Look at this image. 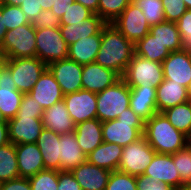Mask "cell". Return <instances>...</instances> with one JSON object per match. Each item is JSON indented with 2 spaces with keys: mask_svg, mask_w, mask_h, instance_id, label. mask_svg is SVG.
I'll return each mask as SVG.
<instances>
[{
  "mask_svg": "<svg viewBox=\"0 0 191 190\" xmlns=\"http://www.w3.org/2000/svg\"><path fill=\"white\" fill-rule=\"evenodd\" d=\"M134 54V44L112 23L101 29V44L96 63L112 69L122 77Z\"/></svg>",
  "mask_w": 191,
  "mask_h": 190,
  "instance_id": "cell-1",
  "label": "cell"
},
{
  "mask_svg": "<svg viewBox=\"0 0 191 190\" xmlns=\"http://www.w3.org/2000/svg\"><path fill=\"white\" fill-rule=\"evenodd\" d=\"M143 136L158 154H174L190 144V139L159 112L145 121Z\"/></svg>",
  "mask_w": 191,
  "mask_h": 190,
  "instance_id": "cell-2",
  "label": "cell"
},
{
  "mask_svg": "<svg viewBox=\"0 0 191 190\" xmlns=\"http://www.w3.org/2000/svg\"><path fill=\"white\" fill-rule=\"evenodd\" d=\"M144 125L145 121L129 107L117 119L102 122L103 142L125 147L143 136Z\"/></svg>",
  "mask_w": 191,
  "mask_h": 190,
  "instance_id": "cell-3",
  "label": "cell"
},
{
  "mask_svg": "<svg viewBox=\"0 0 191 190\" xmlns=\"http://www.w3.org/2000/svg\"><path fill=\"white\" fill-rule=\"evenodd\" d=\"M130 87L121 78L114 85L97 93V118L101 122L117 119L130 107Z\"/></svg>",
  "mask_w": 191,
  "mask_h": 190,
  "instance_id": "cell-4",
  "label": "cell"
},
{
  "mask_svg": "<svg viewBox=\"0 0 191 190\" xmlns=\"http://www.w3.org/2000/svg\"><path fill=\"white\" fill-rule=\"evenodd\" d=\"M36 29L31 23L7 30L1 51L7 59L36 57Z\"/></svg>",
  "mask_w": 191,
  "mask_h": 190,
  "instance_id": "cell-5",
  "label": "cell"
},
{
  "mask_svg": "<svg viewBox=\"0 0 191 190\" xmlns=\"http://www.w3.org/2000/svg\"><path fill=\"white\" fill-rule=\"evenodd\" d=\"M129 87H155L164 80L162 63L134 54L121 77Z\"/></svg>",
  "mask_w": 191,
  "mask_h": 190,
  "instance_id": "cell-6",
  "label": "cell"
},
{
  "mask_svg": "<svg viewBox=\"0 0 191 190\" xmlns=\"http://www.w3.org/2000/svg\"><path fill=\"white\" fill-rule=\"evenodd\" d=\"M6 67L11 71L17 90L29 93L47 65L37 57L7 59Z\"/></svg>",
  "mask_w": 191,
  "mask_h": 190,
  "instance_id": "cell-7",
  "label": "cell"
},
{
  "mask_svg": "<svg viewBox=\"0 0 191 190\" xmlns=\"http://www.w3.org/2000/svg\"><path fill=\"white\" fill-rule=\"evenodd\" d=\"M155 154L156 151L142 136L139 140L123 147L118 170L133 176L143 175Z\"/></svg>",
  "mask_w": 191,
  "mask_h": 190,
  "instance_id": "cell-8",
  "label": "cell"
},
{
  "mask_svg": "<svg viewBox=\"0 0 191 190\" xmlns=\"http://www.w3.org/2000/svg\"><path fill=\"white\" fill-rule=\"evenodd\" d=\"M36 57L46 65L68 58V45L59 28L36 29Z\"/></svg>",
  "mask_w": 191,
  "mask_h": 190,
  "instance_id": "cell-9",
  "label": "cell"
},
{
  "mask_svg": "<svg viewBox=\"0 0 191 190\" xmlns=\"http://www.w3.org/2000/svg\"><path fill=\"white\" fill-rule=\"evenodd\" d=\"M112 24L134 45L149 33L148 24L143 11L131 2Z\"/></svg>",
  "mask_w": 191,
  "mask_h": 190,
  "instance_id": "cell-10",
  "label": "cell"
},
{
  "mask_svg": "<svg viewBox=\"0 0 191 190\" xmlns=\"http://www.w3.org/2000/svg\"><path fill=\"white\" fill-rule=\"evenodd\" d=\"M74 124L97 118V93L81 89L63 98Z\"/></svg>",
  "mask_w": 191,
  "mask_h": 190,
  "instance_id": "cell-11",
  "label": "cell"
},
{
  "mask_svg": "<svg viewBox=\"0 0 191 190\" xmlns=\"http://www.w3.org/2000/svg\"><path fill=\"white\" fill-rule=\"evenodd\" d=\"M47 68L54 75L64 95L83 89L81 80L83 65L67 58L52 62Z\"/></svg>",
  "mask_w": 191,
  "mask_h": 190,
  "instance_id": "cell-12",
  "label": "cell"
},
{
  "mask_svg": "<svg viewBox=\"0 0 191 190\" xmlns=\"http://www.w3.org/2000/svg\"><path fill=\"white\" fill-rule=\"evenodd\" d=\"M8 122L9 141L12 144L36 143L43 130L42 118L16 115Z\"/></svg>",
  "mask_w": 191,
  "mask_h": 190,
  "instance_id": "cell-13",
  "label": "cell"
},
{
  "mask_svg": "<svg viewBox=\"0 0 191 190\" xmlns=\"http://www.w3.org/2000/svg\"><path fill=\"white\" fill-rule=\"evenodd\" d=\"M164 79L188 88L191 83V53L174 51L162 62Z\"/></svg>",
  "mask_w": 191,
  "mask_h": 190,
  "instance_id": "cell-14",
  "label": "cell"
},
{
  "mask_svg": "<svg viewBox=\"0 0 191 190\" xmlns=\"http://www.w3.org/2000/svg\"><path fill=\"white\" fill-rule=\"evenodd\" d=\"M120 79L121 76L117 72L96 62L83 65L81 80L84 90L99 93Z\"/></svg>",
  "mask_w": 191,
  "mask_h": 190,
  "instance_id": "cell-15",
  "label": "cell"
},
{
  "mask_svg": "<svg viewBox=\"0 0 191 190\" xmlns=\"http://www.w3.org/2000/svg\"><path fill=\"white\" fill-rule=\"evenodd\" d=\"M23 95L17 90L11 71L5 66L0 73V113L6 121L17 115Z\"/></svg>",
  "mask_w": 191,
  "mask_h": 190,
  "instance_id": "cell-16",
  "label": "cell"
},
{
  "mask_svg": "<svg viewBox=\"0 0 191 190\" xmlns=\"http://www.w3.org/2000/svg\"><path fill=\"white\" fill-rule=\"evenodd\" d=\"M144 175L171 185L173 188L184 185L180 179L178 170L174 164L173 154H158L156 153L152 162L146 168Z\"/></svg>",
  "mask_w": 191,
  "mask_h": 190,
  "instance_id": "cell-17",
  "label": "cell"
},
{
  "mask_svg": "<svg viewBox=\"0 0 191 190\" xmlns=\"http://www.w3.org/2000/svg\"><path fill=\"white\" fill-rule=\"evenodd\" d=\"M28 94H30L44 110L64 98L61 87L48 68L43 72Z\"/></svg>",
  "mask_w": 191,
  "mask_h": 190,
  "instance_id": "cell-18",
  "label": "cell"
},
{
  "mask_svg": "<svg viewBox=\"0 0 191 190\" xmlns=\"http://www.w3.org/2000/svg\"><path fill=\"white\" fill-rule=\"evenodd\" d=\"M189 100L188 88L173 83V80L164 79L156 88V106L159 113Z\"/></svg>",
  "mask_w": 191,
  "mask_h": 190,
  "instance_id": "cell-19",
  "label": "cell"
},
{
  "mask_svg": "<svg viewBox=\"0 0 191 190\" xmlns=\"http://www.w3.org/2000/svg\"><path fill=\"white\" fill-rule=\"evenodd\" d=\"M72 174L82 190H105L111 171L98 167L88 161L73 169Z\"/></svg>",
  "mask_w": 191,
  "mask_h": 190,
  "instance_id": "cell-20",
  "label": "cell"
},
{
  "mask_svg": "<svg viewBox=\"0 0 191 190\" xmlns=\"http://www.w3.org/2000/svg\"><path fill=\"white\" fill-rule=\"evenodd\" d=\"M16 157L20 177L30 178L45 170L43 157L36 143L16 145Z\"/></svg>",
  "mask_w": 191,
  "mask_h": 190,
  "instance_id": "cell-21",
  "label": "cell"
},
{
  "mask_svg": "<svg viewBox=\"0 0 191 190\" xmlns=\"http://www.w3.org/2000/svg\"><path fill=\"white\" fill-rule=\"evenodd\" d=\"M43 127L57 134L74 132L75 124L70 117L64 100L58 101L44 110L42 115Z\"/></svg>",
  "mask_w": 191,
  "mask_h": 190,
  "instance_id": "cell-22",
  "label": "cell"
},
{
  "mask_svg": "<svg viewBox=\"0 0 191 190\" xmlns=\"http://www.w3.org/2000/svg\"><path fill=\"white\" fill-rule=\"evenodd\" d=\"M60 171H72L87 161V155L81 150L74 132L60 134Z\"/></svg>",
  "mask_w": 191,
  "mask_h": 190,
  "instance_id": "cell-23",
  "label": "cell"
},
{
  "mask_svg": "<svg viewBox=\"0 0 191 190\" xmlns=\"http://www.w3.org/2000/svg\"><path fill=\"white\" fill-rule=\"evenodd\" d=\"M130 108L144 121L157 113L156 88L130 87Z\"/></svg>",
  "mask_w": 191,
  "mask_h": 190,
  "instance_id": "cell-24",
  "label": "cell"
},
{
  "mask_svg": "<svg viewBox=\"0 0 191 190\" xmlns=\"http://www.w3.org/2000/svg\"><path fill=\"white\" fill-rule=\"evenodd\" d=\"M107 23L97 14H92L83 23L61 25L60 32L68 46L81 38L97 34Z\"/></svg>",
  "mask_w": 191,
  "mask_h": 190,
  "instance_id": "cell-25",
  "label": "cell"
},
{
  "mask_svg": "<svg viewBox=\"0 0 191 190\" xmlns=\"http://www.w3.org/2000/svg\"><path fill=\"white\" fill-rule=\"evenodd\" d=\"M77 143L85 155L90 154L103 142L102 122L98 118L75 125Z\"/></svg>",
  "mask_w": 191,
  "mask_h": 190,
  "instance_id": "cell-26",
  "label": "cell"
},
{
  "mask_svg": "<svg viewBox=\"0 0 191 190\" xmlns=\"http://www.w3.org/2000/svg\"><path fill=\"white\" fill-rule=\"evenodd\" d=\"M36 144L43 157L44 168L60 171V134L43 128Z\"/></svg>",
  "mask_w": 191,
  "mask_h": 190,
  "instance_id": "cell-27",
  "label": "cell"
},
{
  "mask_svg": "<svg viewBox=\"0 0 191 190\" xmlns=\"http://www.w3.org/2000/svg\"><path fill=\"white\" fill-rule=\"evenodd\" d=\"M101 44V30L92 36L84 37L68 47V59L85 65L96 60Z\"/></svg>",
  "mask_w": 191,
  "mask_h": 190,
  "instance_id": "cell-28",
  "label": "cell"
},
{
  "mask_svg": "<svg viewBox=\"0 0 191 190\" xmlns=\"http://www.w3.org/2000/svg\"><path fill=\"white\" fill-rule=\"evenodd\" d=\"M122 151L123 147L118 144L102 142L87 155V161L113 172L114 170H118Z\"/></svg>",
  "mask_w": 191,
  "mask_h": 190,
  "instance_id": "cell-29",
  "label": "cell"
},
{
  "mask_svg": "<svg viewBox=\"0 0 191 190\" xmlns=\"http://www.w3.org/2000/svg\"><path fill=\"white\" fill-rule=\"evenodd\" d=\"M149 33L170 52L182 50L181 35L176 22L164 21L150 27Z\"/></svg>",
  "mask_w": 191,
  "mask_h": 190,
  "instance_id": "cell-30",
  "label": "cell"
},
{
  "mask_svg": "<svg viewBox=\"0 0 191 190\" xmlns=\"http://www.w3.org/2000/svg\"><path fill=\"white\" fill-rule=\"evenodd\" d=\"M135 54L145 59L162 63L171 53L156 38L148 33L135 45Z\"/></svg>",
  "mask_w": 191,
  "mask_h": 190,
  "instance_id": "cell-31",
  "label": "cell"
},
{
  "mask_svg": "<svg viewBox=\"0 0 191 190\" xmlns=\"http://www.w3.org/2000/svg\"><path fill=\"white\" fill-rule=\"evenodd\" d=\"M168 121L191 139V101L176 105L162 112Z\"/></svg>",
  "mask_w": 191,
  "mask_h": 190,
  "instance_id": "cell-32",
  "label": "cell"
},
{
  "mask_svg": "<svg viewBox=\"0 0 191 190\" xmlns=\"http://www.w3.org/2000/svg\"><path fill=\"white\" fill-rule=\"evenodd\" d=\"M18 177L16 145L10 142L0 147V184Z\"/></svg>",
  "mask_w": 191,
  "mask_h": 190,
  "instance_id": "cell-33",
  "label": "cell"
},
{
  "mask_svg": "<svg viewBox=\"0 0 191 190\" xmlns=\"http://www.w3.org/2000/svg\"><path fill=\"white\" fill-rule=\"evenodd\" d=\"M132 2L143 11L150 27L166 21L161 0H133Z\"/></svg>",
  "mask_w": 191,
  "mask_h": 190,
  "instance_id": "cell-34",
  "label": "cell"
},
{
  "mask_svg": "<svg viewBox=\"0 0 191 190\" xmlns=\"http://www.w3.org/2000/svg\"><path fill=\"white\" fill-rule=\"evenodd\" d=\"M132 2V0H99L98 15L111 24Z\"/></svg>",
  "mask_w": 191,
  "mask_h": 190,
  "instance_id": "cell-35",
  "label": "cell"
},
{
  "mask_svg": "<svg viewBox=\"0 0 191 190\" xmlns=\"http://www.w3.org/2000/svg\"><path fill=\"white\" fill-rule=\"evenodd\" d=\"M31 190H57L58 171L45 169L28 178Z\"/></svg>",
  "mask_w": 191,
  "mask_h": 190,
  "instance_id": "cell-36",
  "label": "cell"
},
{
  "mask_svg": "<svg viewBox=\"0 0 191 190\" xmlns=\"http://www.w3.org/2000/svg\"><path fill=\"white\" fill-rule=\"evenodd\" d=\"M174 164L180 179L185 183L191 182V144L173 154Z\"/></svg>",
  "mask_w": 191,
  "mask_h": 190,
  "instance_id": "cell-37",
  "label": "cell"
},
{
  "mask_svg": "<svg viewBox=\"0 0 191 190\" xmlns=\"http://www.w3.org/2000/svg\"><path fill=\"white\" fill-rule=\"evenodd\" d=\"M1 14L6 30H12L18 26L30 23L20 6L17 5L4 4Z\"/></svg>",
  "mask_w": 191,
  "mask_h": 190,
  "instance_id": "cell-38",
  "label": "cell"
},
{
  "mask_svg": "<svg viewBox=\"0 0 191 190\" xmlns=\"http://www.w3.org/2000/svg\"><path fill=\"white\" fill-rule=\"evenodd\" d=\"M105 190H137L136 176L114 170L110 174Z\"/></svg>",
  "mask_w": 191,
  "mask_h": 190,
  "instance_id": "cell-39",
  "label": "cell"
},
{
  "mask_svg": "<svg viewBox=\"0 0 191 190\" xmlns=\"http://www.w3.org/2000/svg\"><path fill=\"white\" fill-rule=\"evenodd\" d=\"M93 14L88 8L78 2L69 3L65 13L60 18L61 25L83 23Z\"/></svg>",
  "mask_w": 191,
  "mask_h": 190,
  "instance_id": "cell-40",
  "label": "cell"
},
{
  "mask_svg": "<svg viewBox=\"0 0 191 190\" xmlns=\"http://www.w3.org/2000/svg\"><path fill=\"white\" fill-rule=\"evenodd\" d=\"M182 40V50L191 53V9L176 22Z\"/></svg>",
  "mask_w": 191,
  "mask_h": 190,
  "instance_id": "cell-41",
  "label": "cell"
},
{
  "mask_svg": "<svg viewBox=\"0 0 191 190\" xmlns=\"http://www.w3.org/2000/svg\"><path fill=\"white\" fill-rule=\"evenodd\" d=\"M164 8L166 21L177 22L180 17L187 11L183 0H161Z\"/></svg>",
  "mask_w": 191,
  "mask_h": 190,
  "instance_id": "cell-42",
  "label": "cell"
},
{
  "mask_svg": "<svg viewBox=\"0 0 191 190\" xmlns=\"http://www.w3.org/2000/svg\"><path fill=\"white\" fill-rule=\"evenodd\" d=\"M35 29L40 28H60V19L49 10H42L37 16L30 22Z\"/></svg>",
  "mask_w": 191,
  "mask_h": 190,
  "instance_id": "cell-43",
  "label": "cell"
},
{
  "mask_svg": "<svg viewBox=\"0 0 191 190\" xmlns=\"http://www.w3.org/2000/svg\"><path fill=\"white\" fill-rule=\"evenodd\" d=\"M44 109L30 94L24 93L17 115H28L33 118H42Z\"/></svg>",
  "mask_w": 191,
  "mask_h": 190,
  "instance_id": "cell-44",
  "label": "cell"
},
{
  "mask_svg": "<svg viewBox=\"0 0 191 190\" xmlns=\"http://www.w3.org/2000/svg\"><path fill=\"white\" fill-rule=\"evenodd\" d=\"M137 190H173L171 185L155 181L146 175L136 176Z\"/></svg>",
  "mask_w": 191,
  "mask_h": 190,
  "instance_id": "cell-45",
  "label": "cell"
},
{
  "mask_svg": "<svg viewBox=\"0 0 191 190\" xmlns=\"http://www.w3.org/2000/svg\"><path fill=\"white\" fill-rule=\"evenodd\" d=\"M57 190H82L74 175L70 171H58Z\"/></svg>",
  "mask_w": 191,
  "mask_h": 190,
  "instance_id": "cell-46",
  "label": "cell"
},
{
  "mask_svg": "<svg viewBox=\"0 0 191 190\" xmlns=\"http://www.w3.org/2000/svg\"><path fill=\"white\" fill-rule=\"evenodd\" d=\"M19 6L29 22L42 11L39 0H23Z\"/></svg>",
  "mask_w": 191,
  "mask_h": 190,
  "instance_id": "cell-47",
  "label": "cell"
},
{
  "mask_svg": "<svg viewBox=\"0 0 191 190\" xmlns=\"http://www.w3.org/2000/svg\"><path fill=\"white\" fill-rule=\"evenodd\" d=\"M1 190H31L28 178L18 177L0 184Z\"/></svg>",
  "mask_w": 191,
  "mask_h": 190,
  "instance_id": "cell-48",
  "label": "cell"
},
{
  "mask_svg": "<svg viewBox=\"0 0 191 190\" xmlns=\"http://www.w3.org/2000/svg\"><path fill=\"white\" fill-rule=\"evenodd\" d=\"M53 2L51 11L60 19L69 6V3H73L74 0H53Z\"/></svg>",
  "mask_w": 191,
  "mask_h": 190,
  "instance_id": "cell-49",
  "label": "cell"
},
{
  "mask_svg": "<svg viewBox=\"0 0 191 190\" xmlns=\"http://www.w3.org/2000/svg\"><path fill=\"white\" fill-rule=\"evenodd\" d=\"M10 143L8 122H0V147Z\"/></svg>",
  "mask_w": 191,
  "mask_h": 190,
  "instance_id": "cell-50",
  "label": "cell"
},
{
  "mask_svg": "<svg viewBox=\"0 0 191 190\" xmlns=\"http://www.w3.org/2000/svg\"><path fill=\"white\" fill-rule=\"evenodd\" d=\"M92 11L94 14L98 15V4L99 0H74Z\"/></svg>",
  "mask_w": 191,
  "mask_h": 190,
  "instance_id": "cell-51",
  "label": "cell"
},
{
  "mask_svg": "<svg viewBox=\"0 0 191 190\" xmlns=\"http://www.w3.org/2000/svg\"><path fill=\"white\" fill-rule=\"evenodd\" d=\"M6 31L7 30H6V27L4 25L3 16H2L1 10H0V46L2 45Z\"/></svg>",
  "mask_w": 191,
  "mask_h": 190,
  "instance_id": "cell-52",
  "label": "cell"
},
{
  "mask_svg": "<svg viewBox=\"0 0 191 190\" xmlns=\"http://www.w3.org/2000/svg\"><path fill=\"white\" fill-rule=\"evenodd\" d=\"M40 5L42 6V10H49L52 8L54 4L53 0H39Z\"/></svg>",
  "mask_w": 191,
  "mask_h": 190,
  "instance_id": "cell-53",
  "label": "cell"
},
{
  "mask_svg": "<svg viewBox=\"0 0 191 190\" xmlns=\"http://www.w3.org/2000/svg\"><path fill=\"white\" fill-rule=\"evenodd\" d=\"M4 4L19 6L23 0H3Z\"/></svg>",
  "mask_w": 191,
  "mask_h": 190,
  "instance_id": "cell-54",
  "label": "cell"
},
{
  "mask_svg": "<svg viewBox=\"0 0 191 190\" xmlns=\"http://www.w3.org/2000/svg\"><path fill=\"white\" fill-rule=\"evenodd\" d=\"M6 62H7V58L2 54L0 56V73L4 69V67L6 66Z\"/></svg>",
  "mask_w": 191,
  "mask_h": 190,
  "instance_id": "cell-55",
  "label": "cell"
},
{
  "mask_svg": "<svg viewBox=\"0 0 191 190\" xmlns=\"http://www.w3.org/2000/svg\"><path fill=\"white\" fill-rule=\"evenodd\" d=\"M173 190H191L190 184H184L178 187H174Z\"/></svg>",
  "mask_w": 191,
  "mask_h": 190,
  "instance_id": "cell-56",
  "label": "cell"
},
{
  "mask_svg": "<svg viewBox=\"0 0 191 190\" xmlns=\"http://www.w3.org/2000/svg\"><path fill=\"white\" fill-rule=\"evenodd\" d=\"M183 2L185 3L187 9H191V0H183Z\"/></svg>",
  "mask_w": 191,
  "mask_h": 190,
  "instance_id": "cell-57",
  "label": "cell"
},
{
  "mask_svg": "<svg viewBox=\"0 0 191 190\" xmlns=\"http://www.w3.org/2000/svg\"><path fill=\"white\" fill-rule=\"evenodd\" d=\"M0 122H7L1 113H0Z\"/></svg>",
  "mask_w": 191,
  "mask_h": 190,
  "instance_id": "cell-58",
  "label": "cell"
},
{
  "mask_svg": "<svg viewBox=\"0 0 191 190\" xmlns=\"http://www.w3.org/2000/svg\"><path fill=\"white\" fill-rule=\"evenodd\" d=\"M188 92H189V97H190V99H191V83H190V85H189V87H188Z\"/></svg>",
  "mask_w": 191,
  "mask_h": 190,
  "instance_id": "cell-59",
  "label": "cell"
},
{
  "mask_svg": "<svg viewBox=\"0 0 191 190\" xmlns=\"http://www.w3.org/2000/svg\"><path fill=\"white\" fill-rule=\"evenodd\" d=\"M3 6H4V2L3 0H0V10L3 8Z\"/></svg>",
  "mask_w": 191,
  "mask_h": 190,
  "instance_id": "cell-60",
  "label": "cell"
}]
</instances>
